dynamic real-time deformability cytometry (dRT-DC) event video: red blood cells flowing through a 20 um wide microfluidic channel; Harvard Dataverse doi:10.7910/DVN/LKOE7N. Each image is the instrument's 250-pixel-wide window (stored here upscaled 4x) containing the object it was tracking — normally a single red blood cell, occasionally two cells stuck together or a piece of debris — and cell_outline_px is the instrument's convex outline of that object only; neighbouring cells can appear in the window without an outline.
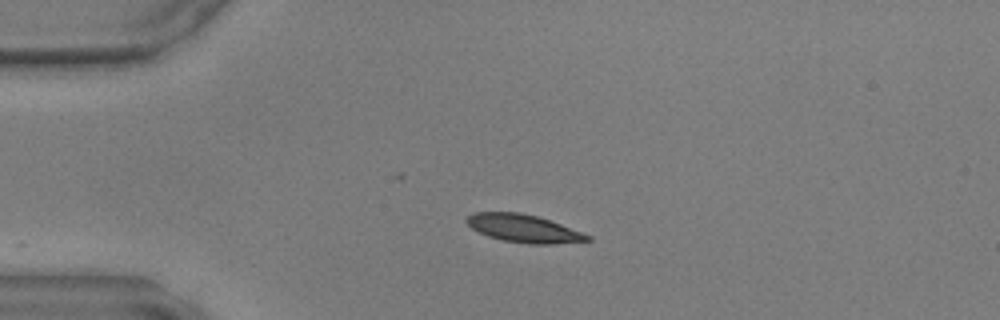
{"species": "common noctule bat (a hibernating species)", "species_latin": "Nyctalus noctula", "temperature_condition": "warm", "stored_images_in_passage": 13, "camera_frame_rate_fps": 3000, "um_per_image_px": 0.085, "animal": {"sex": "male", "body_mass_g": 17.9, "forearm_length_mm": 54.2}, "frame": {"image": 1, "passage_image": 1, "time_ms": 0.0, "image_size_px": [1000, 320], "cell_outline_px": [[592, 240], [552, 244], [528, 244], [504, 240], [488, 236], [472, 228], [464, 220], [472, 212], [520, 212], [536, 216], [560, 224], [592, 236]], "centroid_in_image_um": [44.5, 19.41], "position_along_channel_um": 40.5, "area_um2": 19.42}}